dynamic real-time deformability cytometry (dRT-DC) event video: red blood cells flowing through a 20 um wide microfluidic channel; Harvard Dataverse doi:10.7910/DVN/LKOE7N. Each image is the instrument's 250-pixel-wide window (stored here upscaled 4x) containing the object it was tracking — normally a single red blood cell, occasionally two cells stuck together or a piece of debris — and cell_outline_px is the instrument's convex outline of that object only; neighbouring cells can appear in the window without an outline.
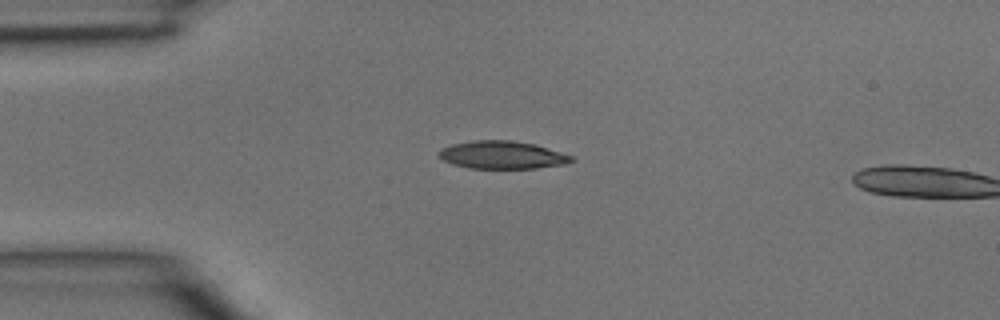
{"species": "common noctule bat (a hibernating species)", "species_latin": "Nyctalus noctula", "temperature_condition": "room temperature", "stored_images_in_passage": 2, "segment_of_instrument_passage": [1, 2], "camera_frame_rate_fps": 3000, "um_per_image_px": 0.085, "animal": {"sex": "male", "body_mass_g": 15.6}, "frame": {"image": 1, "passage_image": 1, "time_ms": 0.0, "image_size_px": [1000, 320], "cell_outline_px": [[576, 160], [564, 164], [536, 168], [468, 168], [452, 164], [444, 160], [440, 156], [440, 148], [452, 144], [472, 140], [512, 140], [536, 144], [572, 156]], "centroid_in_image_um": [42.69, 13.16], "position_along_channel_um": 42.3, "area_um2": 21.44}}